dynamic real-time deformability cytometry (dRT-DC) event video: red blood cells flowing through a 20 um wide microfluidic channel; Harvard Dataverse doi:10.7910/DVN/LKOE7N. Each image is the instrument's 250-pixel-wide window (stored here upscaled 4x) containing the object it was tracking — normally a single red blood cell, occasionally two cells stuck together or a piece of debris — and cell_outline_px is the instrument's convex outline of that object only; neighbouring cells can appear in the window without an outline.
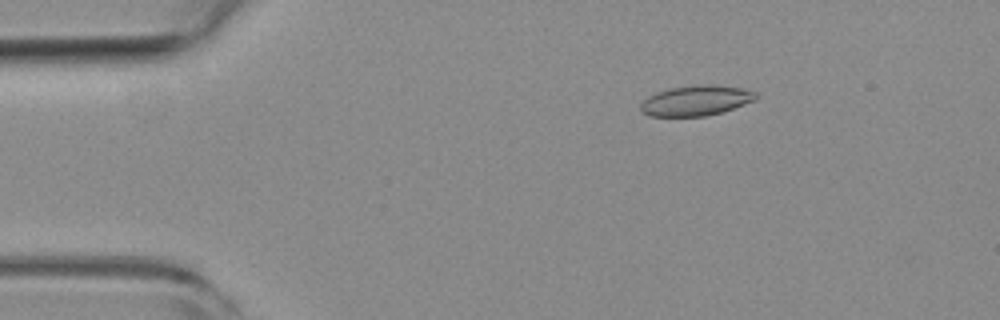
{"species": "common noctule bat (a hibernating species)", "species_latin": "Nyctalus noctula", "temperature_condition": "room temperature", "stored_images_in_passage": 53, "camera_frame_rate_fps": 3000, "um_per_image_px": 0.085, "animal": {"sex": "female", "body_mass_g": 19.3, "forearm_length_mm": 54.1}, "frame": {"image": 1, "passage_image": 9, "time_ms": 2.667, "image_size_px": [1000, 320], "cell_outline_px": [[756, 100], [720, 112], [704, 116], [648, 116], [640, 108], [640, 104], [648, 96], [656, 92], [672, 88], [696, 84], [708, 84], [744, 88], [756, 92]], "centroid_in_image_um": [59.15, 8.54], "position_along_channel_um": 25.8, "area_um2": 20.17}}
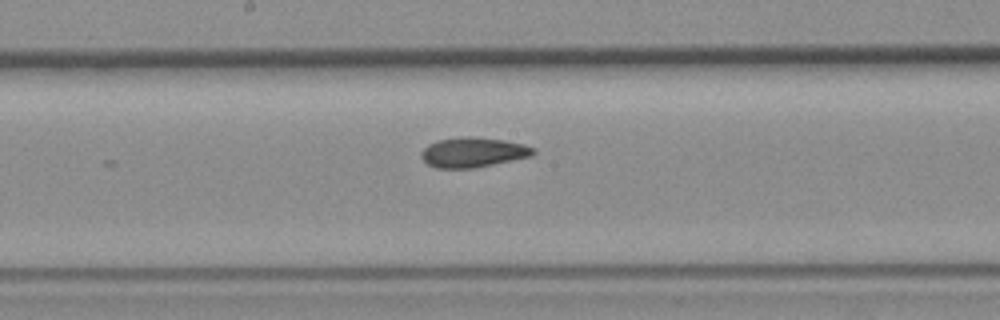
{"frame": {"image": 2, "passage_image": 28, "time_ms": 9.0, "image_size_px": [1000, 320], "cell_outline_px": [[536, 152], [532, 156], [472, 168], [436, 168], [428, 164], [420, 156], [420, 152], [428, 144], [436, 140], [460, 136], [468, 136], [504, 140], [524, 144], [536, 148]], "centroid_in_image_um": [40.2, 12.93], "position_along_channel_um": 208.0, "area_um2": 19.59}}
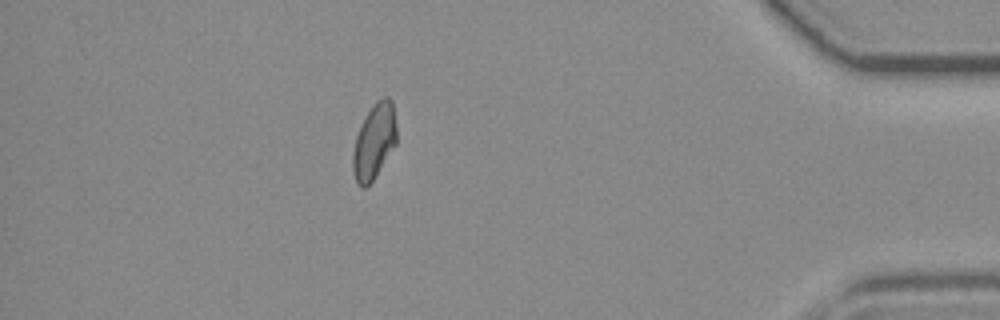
{"frame": {"image": 3, "passage_image": 47, "time_ms": 15.333, "image_size_px": [1000, 320], "cell_outline_px": [[396, 144], [372, 180], [364, 188], [360, 188], [356, 180], [352, 168], [352, 156], [356, 136], [368, 112], [376, 100], [384, 96], [388, 96], [392, 100], [396, 124]], "centroid_in_image_um": [31.81, 12.0], "position_along_channel_um": 403.4, "area_um2": 18.9}, "authors_computed_cell_mechanics": {"area_um2": 19.5942, "velocity_mm_per_s": 3.8671, "shape_relaxation_time_tau1_ms": 11.02, "shape_relaxation_time_tau2_ms": 2.722, "deformation_change_tau1": 0.1844, "deformation_change_tau2": 0.0661}}